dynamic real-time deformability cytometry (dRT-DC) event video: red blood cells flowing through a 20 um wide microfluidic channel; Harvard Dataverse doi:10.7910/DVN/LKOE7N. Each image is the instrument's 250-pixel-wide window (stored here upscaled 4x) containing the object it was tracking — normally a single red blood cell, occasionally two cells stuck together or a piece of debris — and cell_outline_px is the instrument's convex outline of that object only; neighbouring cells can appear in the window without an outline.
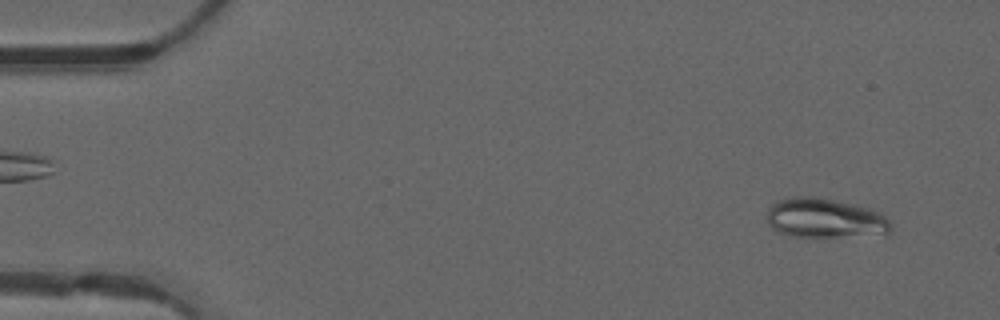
{"species": "common noctule bat (a hibernating species)", "species_latin": "Nyctalus noctula", "temperature_condition": "warm", "stored_images_in_passage": 49, "camera_frame_rate_fps": 3000, "um_per_image_px": 0.085, "animal": {"sex": "male", "forearm_length_mm": 52.5}, "frame": {"image": 1, "passage_image": 4, "time_ms": 1.0, "image_size_px": [1000, 320], "cell_outline_px": [[892, 228], [888, 232], [836, 236], [792, 236], [780, 232], [772, 228], [768, 224], [768, 208], [772, 204], [780, 200], [792, 196], [812, 196], [856, 204], [872, 208], [884, 216], [892, 224]], "centroid_in_image_um": [70.08, 18.51], "position_along_channel_um": 14.9, "area_um2": 28.09}}
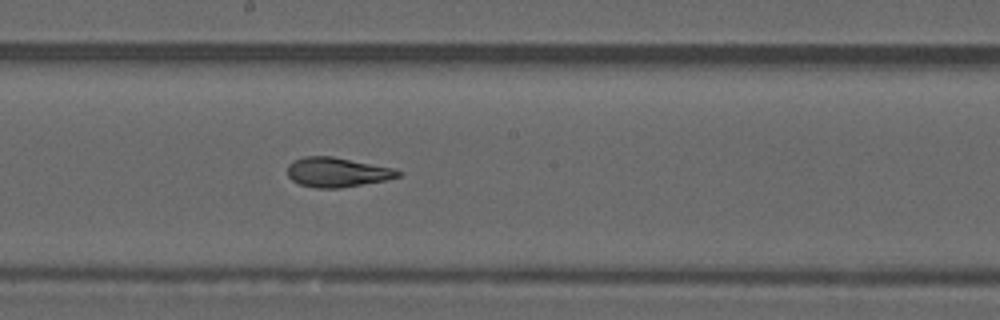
{"frame": {"image": 2, "passage_image": 27, "time_ms": 8.667, "image_size_px": [1000, 320], "cell_outline_px": [[400, 176], [384, 180], [340, 188], [316, 188], [300, 184], [292, 180], [288, 176], [288, 164], [304, 156], [332, 156], [396, 168], [400, 172]], "centroid_in_image_um": [28.66, 14.63], "position_along_channel_um": 219.5, "area_um2": 18.96}}
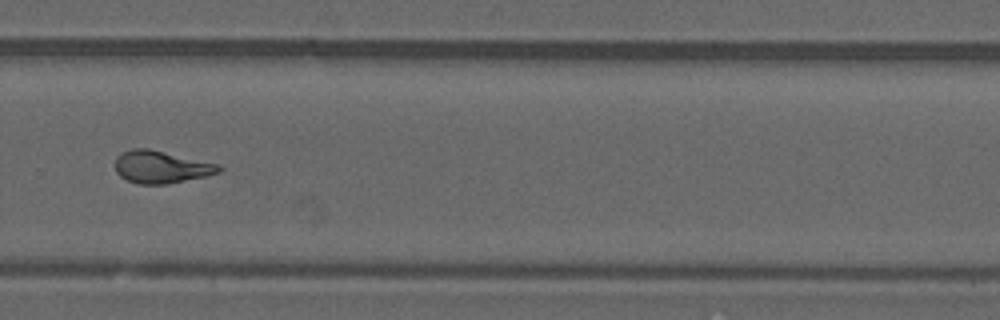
{"frame": {"image": 3, "passage_image": 34, "time_ms": 11.0, "image_size_px": [1000, 320], "cell_outline_px": [[224, 168], [220, 172], [204, 176], [168, 184], [140, 184], [128, 180], [120, 176], [116, 172], [116, 156], [120, 152], [132, 148], [148, 148], [220, 164]], "centroid_in_image_um": [13.7, 14.18], "position_along_channel_um": 316.1, "area_um2": 19.65}, "authors_computed_cell_mechanics": {"area_um2": 19.5364, "velocity_mm_per_s": 4.1589, "shape_relaxation_time_tau1_ms": null, "shape_relaxation_time_tau2_ms": 1.9218, "deformation_change_tau1": null, "deformation_change_tau2": 0.0729}}